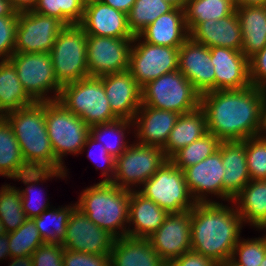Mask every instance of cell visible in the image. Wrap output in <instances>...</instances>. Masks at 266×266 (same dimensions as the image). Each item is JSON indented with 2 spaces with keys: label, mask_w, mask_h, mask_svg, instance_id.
I'll return each instance as SVG.
<instances>
[{
  "label": "cell",
  "mask_w": 266,
  "mask_h": 266,
  "mask_svg": "<svg viewBox=\"0 0 266 266\" xmlns=\"http://www.w3.org/2000/svg\"><path fill=\"white\" fill-rule=\"evenodd\" d=\"M148 239L165 263H171L191 250V210L170 213Z\"/></svg>",
  "instance_id": "16"
},
{
  "label": "cell",
  "mask_w": 266,
  "mask_h": 266,
  "mask_svg": "<svg viewBox=\"0 0 266 266\" xmlns=\"http://www.w3.org/2000/svg\"><path fill=\"white\" fill-rule=\"evenodd\" d=\"M86 148L88 149L87 158H89L91 162L94 163V166L96 165V168H95L96 170L101 169V175L103 176V179L99 182H112V179L114 178V174H115L116 159L106 151V148L104 147L102 143L97 142L90 135L87 137L86 143L84 144L82 148V154H83V151L85 152ZM96 148L97 150L99 149L98 150L99 157L95 156V154L97 153V152H94V151H97L95 150ZM98 158H101L100 160L102 164L100 161H98L99 160Z\"/></svg>",
  "instance_id": "44"
},
{
  "label": "cell",
  "mask_w": 266,
  "mask_h": 266,
  "mask_svg": "<svg viewBox=\"0 0 266 266\" xmlns=\"http://www.w3.org/2000/svg\"><path fill=\"white\" fill-rule=\"evenodd\" d=\"M207 132L206 115L200 106L191 112L180 114L162 148L165 157L170 159L181 148L191 144Z\"/></svg>",
  "instance_id": "31"
},
{
  "label": "cell",
  "mask_w": 266,
  "mask_h": 266,
  "mask_svg": "<svg viewBox=\"0 0 266 266\" xmlns=\"http://www.w3.org/2000/svg\"><path fill=\"white\" fill-rule=\"evenodd\" d=\"M75 207L76 203L67 206H59V208L52 206L43 211L38 217L33 218L44 242L61 243L65 237L69 217Z\"/></svg>",
  "instance_id": "36"
},
{
  "label": "cell",
  "mask_w": 266,
  "mask_h": 266,
  "mask_svg": "<svg viewBox=\"0 0 266 266\" xmlns=\"http://www.w3.org/2000/svg\"><path fill=\"white\" fill-rule=\"evenodd\" d=\"M165 266H172L170 263H166V265Z\"/></svg>",
  "instance_id": "62"
},
{
  "label": "cell",
  "mask_w": 266,
  "mask_h": 266,
  "mask_svg": "<svg viewBox=\"0 0 266 266\" xmlns=\"http://www.w3.org/2000/svg\"><path fill=\"white\" fill-rule=\"evenodd\" d=\"M139 36L145 42L153 45L180 48L189 38L184 9L175 7L172 11L162 14L149 24Z\"/></svg>",
  "instance_id": "25"
},
{
  "label": "cell",
  "mask_w": 266,
  "mask_h": 266,
  "mask_svg": "<svg viewBox=\"0 0 266 266\" xmlns=\"http://www.w3.org/2000/svg\"><path fill=\"white\" fill-rule=\"evenodd\" d=\"M183 172L189 191L196 203L219 202L212 200L209 197L210 194L224 201L223 175L225 169L219 150L201 162L185 168Z\"/></svg>",
  "instance_id": "17"
},
{
  "label": "cell",
  "mask_w": 266,
  "mask_h": 266,
  "mask_svg": "<svg viewBox=\"0 0 266 266\" xmlns=\"http://www.w3.org/2000/svg\"><path fill=\"white\" fill-rule=\"evenodd\" d=\"M229 204L196 203L191 209V250L219 265L231 259L245 226L233 202Z\"/></svg>",
  "instance_id": "2"
},
{
  "label": "cell",
  "mask_w": 266,
  "mask_h": 266,
  "mask_svg": "<svg viewBox=\"0 0 266 266\" xmlns=\"http://www.w3.org/2000/svg\"><path fill=\"white\" fill-rule=\"evenodd\" d=\"M68 175L69 174L67 173V171L62 170L34 169L22 173L21 175L15 178L16 180L21 181L25 185V188H19V191L21 193L22 207L27 218L33 219L34 217H38L43 211L52 207L49 204V199L44 198L46 199L44 200L42 198L43 196L40 197V195H42L43 190H39V187L37 188V185H40V182H46V180L53 179L54 177L59 179H65Z\"/></svg>",
  "instance_id": "30"
},
{
  "label": "cell",
  "mask_w": 266,
  "mask_h": 266,
  "mask_svg": "<svg viewBox=\"0 0 266 266\" xmlns=\"http://www.w3.org/2000/svg\"><path fill=\"white\" fill-rule=\"evenodd\" d=\"M258 136L266 138V89L264 90V96L261 103L260 128Z\"/></svg>",
  "instance_id": "52"
},
{
  "label": "cell",
  "mask_w": 266,
  "mask_h": 266,
  "mask_svg": "<svg viewBox=\"0 0 266 266\" xmlns=\"http://www.w3.org/2000/svg\"><path fill=\"white\" fill-rule=\"evenodd\" d=\"M9 60L24 90L35 102L58 99L62 86L56 80L49 53H13Z\"/></svg>",
  "instance_id": "10"
},
{
  "label": "cell",
  "mask_w": 266,
  "mask_h": 266,
  "mask_svg": "<svg viewBox=\"0 0 266 266\" xmlns=\"http://www.w3.org/2000/svg\"><path fill=\"white\" fill-rule=\"evenodd\" d=\"M242 30V53L249 59L266 46V5L237 6Z\"/></svg>",
  "instance_id": "29"
},
{
  "label": "cell",
  "mask_w": 266,
  "mask_h": 266,
  "mask_svg": "<svg viewBox=\"0 0 266 266\" xmlns=\"http://www.w3.org/2000/svg\"><path fill=\"white\" fill-rule=\"evenodd\" d=\"M65 25L34 11L18 13L14 53H49Z\"/></svg>",
  "instance_id": "13"
},
{
  "label": "cell",
  "mask_w": 266,
  "mask_h": 266,
  "mask_svg": "<svg viewBox=\"0 0 266 266\" xmlns=\"http://www.w3.org/2000/svg\"><path fill=\"white\" fill-rule=\"evenodd\" d=\"M35 101L26 93L16 68L8 60H0V116L20 110Z\"/></svg>",
  "instance_id": "32"
},
{
  "label": "cell",
  "mask_w": 266,
  "mask_h": 266,
  "mask_svg": "<svg viewBox=\"0 0 266 266\" xmlns=\"http://www.w3.org/2000/svg\"><path fill=\"white\" fill-rule=\"evenodd\" d=\"M210 55L215 71V91L244 89L251 85L249 59L242 51L210 47Z\"/></svg>",
  "instance_id": "21"
},
{
  "label": "cell",
  "mask_w": 266,
  "mask_h": 266,
  "mask_svg": "<svg viewBox=\"0 0 266 266\" xmlns=\"http://www.w3.org/2000/svg\"><path fill=\"white\" fill-rule=\"evenodd\" d=\"M189 37L207 47H224L241 51L242 30L238 16L232 13L221 19L200 22L190 33Z\"/></svg>",
  "instance_id": "23"
},
{
  "label": "cell",
  "mask_w": 266,
  "mask_h": 266,
  "mask_svg": "<svg viewBox=\"0 0 266 266\" xmlns=\"http://www.w3.org/2000/svg\"><path fill=\"white\" fill-rule=\"evenodd\" d=\"M131 191L111 182H98L80 192L76 207L115 238L127 236Z\"/></svg>",
  "instance_id": "4"
},
{
  "label": "cell",
  "mask_w": 266,
  "mask_h": 266,
  "mask_svg": "<svg viewBox=\"0 0 266 266\" xmlns=\"http://www.w3.org/2000/svg\"><path fill=\"white\" fill-rule=\"evenodd\" d=\"M236 6L266 5V0H235Z\"/></svg>",
  "instance_id": "56"
},
{
  "label": "cell",
  "mask_w": 266,
  "mask_h": 266,
  "mask_svg": "<svg viewBox=\"0 0 266 266\" xmlns=\"http://www.w3.org/2000/svg\"><path fill=\"white\" fill-rule=\"evenodd\" d=\"M63 266H110V254L95 255L64 248Z\"/></svg>",
  "instance_id": "47"
},
{
  "label": "cell",
  "mask_w": 266,
  "mask_h": 266,
  "mask_svg": "<svg viewBox=\"0 0 266 266\" xmlns=\"http://www.w3.org/2000/svg\"><path fill=\"white\" fill-rule=\"evenodd\" d=\"M264 90L250 85L202 94L200 107L206 115L208 132L221 142L258 136Z\"/></svg>",
  "instance_id": "1"
},
{
  "label": "cell",
  "mask_w": 266,
  "mask_h": 266,
  "mask_svg": "<svg viewBox=\"0 0 266 266\" xmlns=\"http://www.w3.org/2000/svg\"><path fill=\"white\" fill-rule=\"evenodd\" d=\"M235 0H187L185 23L190 33L200 22L219 20L236 12Z\"/></svg>",
  "instance_id": "34"
},
{
  "label": "cell",
  "mask_w": 266,
  "mask_h": 266,
  "mask_svg": "<svg viewBox=\"0 0 266 266\" xmlns=\"http://www.w3.org/2000/svg\"><path fill=\"white\" fill-rule=\"evenodd\" d=\"M218 150L221 152L225 169L224 202H230L251 181L246 161L245 140L222 141Z\"/></svg>",
  "instance_id": "24"
},
{
  "label": "cell",
  "mask_w": 266,
  "mask_h": 266,
  "mask_svg": "<svg viewBox=\"0 0 266 266\" xmlns=\"http://www.w3.org/2000/svg\"><path fill=\"white\" fill-rule=\"evenodd\" d=\"M82 1L86 4V3L92 2L94 0H82Z\"/></svg>",
  "instance_id": "61"
},
{
  "label": "cell",
  "mask_w": 266,
  "mask_h": 266,
  "mask_svg": "<svg viewBox=\"0 0 266 266\" xmlns=\"http://www.w3.org/2000/svg\"><path fill=\"white\" fill-rule=\"evenodd\" d=\"M178 70L200 94L215 91V71L210 48L190 37L179 48Z\"/></svg>",
  "instance_id": "18"
},
{
  "label": "cell",
  "mask_w": 266,
  "mask_h": 266,
  "mask_svg": "<svg viewBox=\"0 0 266 266\" xmlns=\"http://www.w3.org/2000/svg\"><path fill=\"white\" fill-rule=\"evenodd\" d=\"M64 248L60 243L44 242L33 253V266H63Z\"/></svg>",
  "instance_id": "46"
},
{
  "label": "cell",
  "mask_w": 266,
  "mask_h": 266,
  "mask_svg": "<svg viewBox=\"0 0 266 266\" xmlns=\"http://www.w3.org/2000/svg\"><path fill=\"white\" fill-rule=\"evenodd\" d=\"M11 257L32 256L42 240L33 219L28 218L17 230L8 233Z\"/></svg>",
  "instance_id": "41"
},
{
  "label": "cell",
  "mask_w": 266,
  "mask_h": 266,
  "mask_svg": "<svg viewBox=\"0 0 266 266\" xmlns=\"http://www.w3.org/2000/svg\"><path fill=\"white\" fill-rule=\"evenodd\" d=\"M219 266H241V265L235 264L231 259H229L225 263H222Z\"/></svg>",
  "instance_id": "58"
},
{
  "label": "cell",
  "mask_w": 266,
  "mask_h": 266,
  "mask_svg": "<svg viewBox=\"0 0 266 266\" xmlns=\"http://www.w3.org/2000/svg\"><path fill=\"white\" fill-rule=\"evenodd\" d=\"M115 237L95 225L79 208L75 207L67 223L63 248L77 252L104 255L110 254Z\"/></svg>",
  "instance_id": "15"
},
{
  "label": "cell",
  "mask_w": 266,
  "mask_h": 266,
  "mask_svg": "<svg viewBox=\"0 0 266 266\" xmlns=\"http://www.w3.org/2000/svg\"><path fill=\"white\" fill-rule=\"evenodd\" d=\"M49 54L61 86L89 76L87 34L78 24L65 26L59 32Z\"/></svg>",
  "instance_id": "8"
},
{
  "label": "cell",
  "mask_w": 266,
  "mask_h": 266,
  "mask_svg": "<svg viewBox=\"0 0 266 266\" xmlns=\"http://www.w3.org/2000/svg\"><path fill=\"white\" fill-rule=\"evenodd\" d=\"M45 119L55 157L66 167L63 158L82 153L90 127L57 100L45 102Z\"/></svg>",
  "instance_id": "7"
},
{
  "label": "cell",
  "mask_w": 266,
  "mask_h": 266,
  "mask_svg": "<svg viewBox=\"0 0 266 266\" xmlns=\"http://www.w3.org/2000/svg\"><path fill=\"white\" fill-rule=\"evenodd\" d=\"M259 266H266V255H265L263 261L260 263Z\"/></svg>",
  "instance_id": "60"
},
{
  "label": "cell",
  "mask_w": 266,
  "mask_h": 266,
  "mask_svg": "<svg viewBox=\"0 0 266 266\" xmlns=\"http://www.w3.org/2000/svg\"><path fill=\"white\" fill-rule=\"evenodd\" d=\"M6 233L5 229H4V226H3V223L2 221L0 220V236L1 235H4Z\"/></svg>",
  "instance_id": "59"
},
{
  "label": "cell",
  "mask_w": 266,
  "mask_h": 266,
  "mask_svg": "<svg viewBox=\"0 0 266 266\" xmlns=\"http://www.w3.org/2000/svg\"><path fill=\"white\" fill-rule=\"evenodd\" d=\"M113 114L132 121L142 104V87L127 70L100 77Z\"/></svg>",
  "instance_id": "19"
},
{
  "label": "cell",
  "mask_w": 266,
  "mask_h": 266,
  "mask_svg": "<svg viewBox=\"0 0 266 266\" xmlns=\"http://www.w3.org/2000/svg\"><path fill=\"white\" fill-rule=\"evenodd\" d=\"M137 191L169 214L189 211L196 204L184 172L169 159Z\"/></svg>",
  "instance_id": "9"
},
{
  "label": "cell",
  "mask_w": 266,
  "mask_h": 266,
  "mask_svg": "<svg viewBox=\"0 0 266 266\" xmlns=\"http://www.w3.org/2000/svg\"><path fill=\"white\" fill-rule=\"evenodd\" d=\"M9 261L11 263L8 266H33L32 256L11 257Z\"/></svg>",
  "instance_id": "54"
},
{
  "label": "cell",
  "mask_w": 266,
  "mask_h": 266,
  "mask_svg": "<svg viewBox=\"0 0 266 266\" xmlns=\"http://www.w3.org/2000/svg\"><path fill=\"white\" fill-rule=\"evenodd\" d=\"M251 85L266 89V46L249 58Z\"/></svg>",
  "instance_id": "48"
},
{
  "label": "cell",
  "mask_w": 266,
  "mask_h": 266,
  "mask_svg": "<svg viewBox=\"0 0 266 266\" xmlns=\"http://www.w3.org/2000/svg\"><path fill=\"white\" fill-rule=\"evenodd\" d=\"M246 161L251 180H266V138L245 139Z\"/></svg>",
  "instance_id": "43"
},
{
  "label": "cell",
  "mask_w": 266,
  "mask_h": 266,
  "mask_svg": "<svg viewBox=\"0 0 266 266\" xmlns=\"http://www.w3.org/2000/svg\"><path fill=\"white\" fill-rule=\"evenodd\" d=\"M27 219L22 207L19 188L10 184L2 185L0 188V220L6 233L17 230Z\"/></svg>",
  "instance_id": "38"
},
{
  "label": "cell",
  "mask_w": 266,
  "mask_h": 266,
  "mask_svg": "<svg viewBox=\"0 0 266 266\" xmlns=\"http://www.w3.org/2000/svg\"><path fill=\"white\" fill-rule=\"evenodd\" d=\"M12 126L25 163L37 170L67 171L55 157L47 134L45 102H34L4 116Z\"/></svg>",
  "instance_id": "3"
},
{
  "label": "cell",
  "mask_w": 266,
  "mask_h": 266,
  "mask_svg": "<svg viewBox=\"0 0 266 266\" xmlns=\"http://www.w3.org/2000/svg\"><path fill=\"white\" fill-rule=\"evenodd\" d=\"M243 225L266 232V180H251L232 199Z\"/></svg>",
  "instance_id": "28"
},
{
  "label": "cell",
  "mask_w": 266,
  "mask_h": 266,
  "mask_svg": "<svg viewBox=\"0 0 266 266\" xmlns=\"http://www.w3.org/2000/svg\"><path fill=\"white\" fill-rule=\"evenodd\" d=\"M169 2H171L173 5H175L176 7H180L183 8L186 6L187 0H167Z\"/></svg>",
  "instance_id": "57"
},
{
  "label": "cell",
  "mask_w": 266,
  "mask_h": 266,
  "mask_svg": "<svg viewBox=\"0 0 266 266\" xmlns=\"http://www.w3.org/2000/svg\"><path fill=\"white\" fill-rule=\"evenodd\" d=\"M133 39L87 35L89 76L101 77L127 71Z\"/></svg>",
  "instance_id": "14"
},
{
  "label": "cell",
  "mask_w": 266,
  "mask_h": 266,
  "mask_svg": "<svg viewBox=\"0 0 266 266\" xmlns=\"http://www.w3.org/2000/svg\"><path fill=\"white\" fill-rule=\"evenodd\" d=\"M221 141L210 132L181 148L169 160L182 171L193 166L218 150Z\"/></svg>",
  "instance_id": "39"
},
{
  "label": "cell",
  "mask_w": 266,
  "mask_h": 266,
  "mask_svg": "<svg viewBox=\"0 0 266 266\" xmlns=\"http://www.w3.org/2000/svg\"><path fill=\"white\" fill-rule=\"evenodd\" d=\"M172 266H219L211 258L205 257L195 251L189 250L173 260Z\"/></svg>",
  "instance_id": "49"
},
{
  "label": "cell",
  "mask_w": 266,
  "mask_h": 266,
  "mask_svg": "<svg viewBox=\"0 0 266 266\" xmlns=\"http://www.w3.org/2000/svg\"><path fill=\"white\" fill-rule=\"evenodd\" d=\"M176 6L167 0H136L127 14L128 26L134 36Z\"/></svg>",
  "instance_id": "37"
},
{
  "label": "cell",
  "mask_w": 266,
  "mask_h": 266,
  "mask_svg": "<svg viewBox=\"0 0 266 266\" xmlns=\"http://www.w3.org/2000/svg\"><path fill=\"white\" fill-rule=\"evenodd\" d=\"M148 238H115L110 266H165Z\"/></svg>",
  "instance_id": "27"
},
{
  "label": "cell",
  "mask_w": 266,
  "mask_h": 266,
  "mask_svg": "<svg viewBox=\"0 0 266 266\" xmlns=\"http://www.w3.org/2000/svg\"><path fill=\"white\" fill-rule=\"evenodd\" d=\"M180 114L141 104L133 122L138 144L163 148Z\"/></svg>",
  "instance_id": "22"
},
{
  "label": "cell",
  "mask_w": 266,
  "mask_h": 266,
  "mask_svg": "<svg viewBox=\"0 0 266 266\" xmlns=\"http://www.w3.org/2000/svg\"><path fill=\"white\" fill-rule=\"evenodd\" d=\"M84 8L82 0H38L33 11L55 17L65 26H70L81 22Z\"/></svg>",
  "instance_id": "40"
},
{
  "label": "cell",
  "mask_w": 266,
  "mask_h": 266,
  "mask_svg": "<svg viewBox=\"0 0 266 266\" xmlns=\"http://www.w3.org/2000/svg\"><path fill=\"white\" fill-rule=\"evenodd\" d=\"M57 101L89 127L118 120L112 112L100 77L88 76L62 85Z\"/></svg>",
  "instance_id": "5"
},
{
  "label": "cell",
  "mask_w": 266,
  "mask_h": 266,
  "mask_svg": "<svg viewBox=\"0 0 266 266\" xmlns=\"http://www.w3.org/2000/svg\"><path fill=\"white\" fill-rule=\"evenodd\" d=\"M168 215L166 210L137 190L131 191L127 236L148 238L158 230Z\"/></svg>",
  "instance_id": "26"
},
{
  "label": "cell",
  "mask_w": 266,
  "mask_h": 266,
  "mask_svg": "<svg viewBox=\"0 0 266 266\" xmlns=\"http://www.w3.org/2000/svg\"><path fill=\"white\" fill-rule=\"evenodd\" d=\"M87 35L115 38H134L128 26L127 14L99 0L86 3L78 24Z\"/></svg>",
  "instance_id": "20"
},
{
  "label": "cell",
  "mask_w": 266,
  "mask_h": 266,
  "mask_svg": "<svg viewBox=\"0 0 266 266\" xmlns=\"http://www.w3.org/2000/svg\"><path fill=\"white\" fill-rule=\"evenodd\" d=\"M258 238H241L233 249L231 260L241 266H259L266 255V233Z\"/></svg>",
  "instance_id": "42"
},
{
  "label": "cell",
  "mask_w": 266,
  "mask_h": 266,
  "mask_svg": "<svg viewBox=\"0 0 266 266\" xmlns=\"http://www.w3.org/2000/svg\"><path fill=\"white\" fill-rule=\"evenodd\" d=\"M16 13L10 0H0V17L14 16Z\"/></svg>",
  "instance_id": "55"
},
{
  "label": "cell",
  "mask_w": 266,
  "mask_h": 266,
  "mask_svg": "<svg viewBox=\"0 0 266 266\" xmlns=\"http://www.w3.org/2000/svg\"><path fill=\"white\" fill-rule=\"evenodd\" d=\"M102 3L113 7L116 10L128 14L136 0H99Z\"/></svg>",
  "instance_id": "50"
},
{
  "label": "cell",
  "mask_w": 266,
  "mask_h": 266,
  "mask_svg": "<svg viewBox=\"0 0 266 266\" xmlns=\"http://www.w3.org/2000/svg\"><path fill=\"white\" fill-rule=\"evenodd\" d=\"M130 128L131 130L133 128L132 121L118 119L111 123L98 124L90 127V136L97 142L102 143L106 151L116 159L130 145L126 140L128 136L126 135V131L127 134L131 133L128 132L131 131Z\"/></svg>",
  "instance_id": "35"
},
{
  "label": "cell",
  "mask_w": 266,
  "mask_h": 266,
  "mask_svg": "<svg viewBox=\"0 0 266 266\" xmlns=\"http://www.w3.org/2000/svg\"><path fill=\"white\" fill-rule=\"evenodd\" d=\"M38 0H10L17 13L33 11Z\"/></svg>",
  "instance_id": "51"
},
{
  "label": "cell",
  "mask_w": 266,
  "mask_h": 266,
  "mask_svg": "<svg viewBox=\"0 0 266 266\" xmlns=\"http://www.w3.org/2000/svg\"><path fill=\"white\" fill-rule=\"evenodd\" d=\"M32 170L23 158L12 126L4 116H0V176L13 179Z\"/></svg>",
  "instance_id": "33"
},
{
  "label": "cell",
  "mask_w": 266,
  "mask_h": 266,
  "mask_svg": "<svg viewBox=\"0 0 266 266\" xmlns=\"http://www.w3.org/2000/svg\"><path fill=\"white\" fill-rule=\"evenodd\" d=\"M133 142L116 158L111 182L130 191L138 190L168 160L162 148Z\"/></svg>",
  "instance_id": "11"
},
{
  "label": "cell",
  "mask_w": 266,
  "mask_h": 266,
  "mask_svg": "<svg viewBox=\"0 0 266 266\" xmlns=\"http://www.w3.org/2000/svg\"><path fill=\"white\" fill-rule=\"evenodd\" d=\"M178 60L179 48L153 45L137 35L133 39L128 71L143 87L161 75L178 70Z\"/></svg>",
  "instance_id": "12"
},
{
  "label": "cell",
  "mask_w": 266,
  "mask_h": 266,
  "mask_svg": "<svg viewBox=\"0 0 266 266\" xmlns=\"http://www.w3.org/2000/svg\"><path fill=\"white\" fill-rule=\"evenodd\" d=\"M200 97L179 70L161 75L142 87V104L179 114L197 109Z\"/></svg>",
  "instance_id": "6"
},
{
  "label": "cell",
  "mask_w": 266,
  "mask_h": 266,
  "mask_svg": "<svg viewBox=\"0 0 266 266\" xmlns=\"http://www.w3.org/2000/svg\"><path fill=\"white\" fill-rule=\"evenodd\" d=\"M18 13L0 17V60H8L14 53Z\"/></svg>",
  "instance_id": "45"
},
{
  "label": "cell",
  "mask_w": 266,
  "mask_h": 266,
  "mask_svg": "<svg viewBox=\"0 0 266 266\" xmlns=\"http://www.w3.org/2000/svg\"><path fill=\"white\" fill-rule=\"evenodd\" d=\"M11 258L9 250V237L8 233L0 236V261H3L6 258Z\"/></svg>",
  "instance_id": "53"
}]
</instances>
